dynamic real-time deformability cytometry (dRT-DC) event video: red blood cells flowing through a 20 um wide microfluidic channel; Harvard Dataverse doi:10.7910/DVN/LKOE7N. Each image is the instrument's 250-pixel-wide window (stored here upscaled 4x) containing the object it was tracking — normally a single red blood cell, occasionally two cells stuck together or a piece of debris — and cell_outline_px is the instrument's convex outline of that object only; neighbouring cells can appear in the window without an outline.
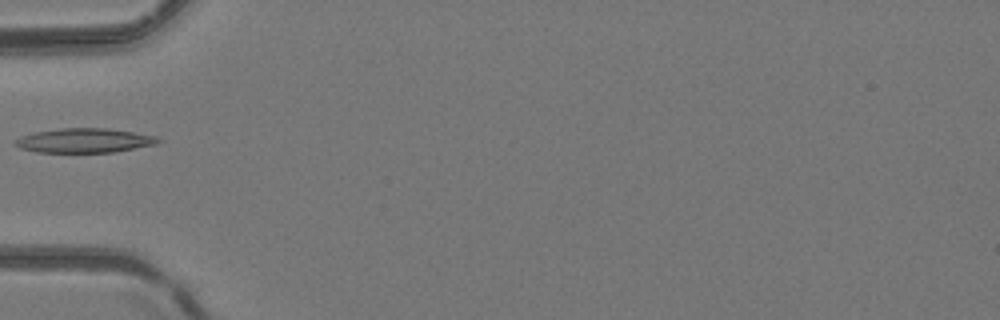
{"species": "common noctule bat (a hibernating species)", "species_latin": "Nyctalus noctula", "temperature_condition": "room temperature", "stored_images_in_passage": 1, "camera_frame_rate_fps": 3000, "um_per_image_px": 0.085, "animal": {"sex": "female", "body_mass_g": 24.6, "forearm_length_mm": 56.2}, "frame": {"image": 1, "passage_image": 1, "time_ms": 0.0, "image_size_px": [1000, 320], "cell_outline_px": [[164, 140], [156, 144], [116, 152], [36, 152], [20, 148], [12, 144], [12, 140], [20, 136], [36, 132], [60, 128], [108, 128], [156, 136]], "centroid_in_image_um": [7.15, 11.94], "position_along_channel_um": 77.9, "area_um2": 20.46}}